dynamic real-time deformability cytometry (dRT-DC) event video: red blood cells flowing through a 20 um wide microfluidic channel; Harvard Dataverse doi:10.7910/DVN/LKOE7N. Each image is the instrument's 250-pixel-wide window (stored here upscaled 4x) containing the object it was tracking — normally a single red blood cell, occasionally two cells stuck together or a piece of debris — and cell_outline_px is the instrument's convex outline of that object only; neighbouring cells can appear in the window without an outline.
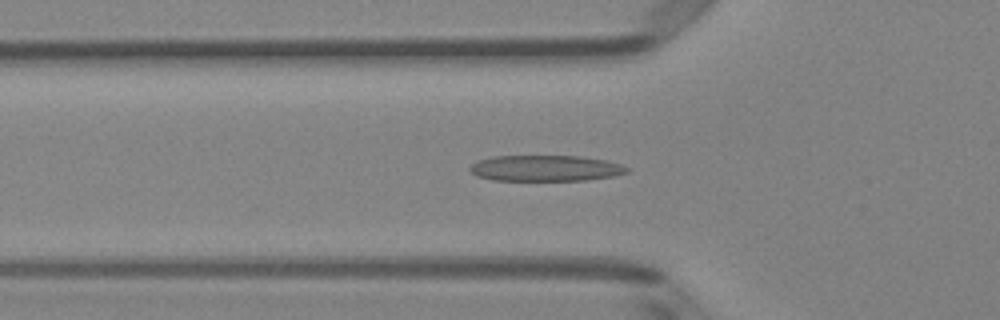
{"species": "Egyptian fruit bat (a non-hibernating species)", "species_latin": "Rousettus aegyptiacus", "temperature_condition": "room temperature", "stored_images_in_passage": 32, "camera_frame_rate_fps": 3000, "um_per_image_px": 0.085, "animal": {"sex": "female"}, "frame": {"image": 1, "passage_image": 2, "time_ms": 0.333, "image_size_px": [1000, 320], "cell_outline_px": [[632, 168], [628, 172], [616, 176], [588, 180], [492, 180], [476, 176], [468, 168], [472, 164], [480, 160], [492, 156], [580, 156], [604, 160], [620, 164]], "centroid_in_image_um": [46.4, 14.3], "position_along_channel_um": 79.4, "area_um2": 23.81}}
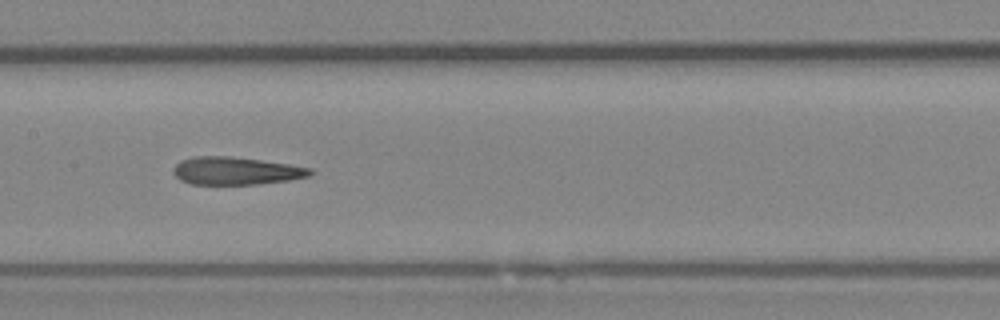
{"frame": {"image": 2, "passage_image": 10, "time_ms": 3.0, "image_size_px": [1000, 320], "cell_outline_px": [[316, 172], [308, 176], [288, 180], [256, 184], [192, 184], [180, 180], [172, 172], [172, 168], [180, 160], [196, 156], [228, 156], [260, 160], [288, 164], [312, 168]], "centroid_in_image_um": [20.04, 14.52], "position_along_channel_um": 187.4, "area_um2": 22.08}}
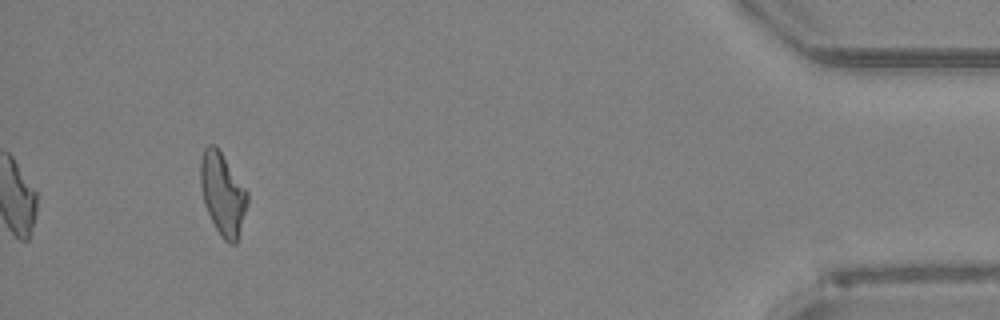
{"frame": {"image": 3, "passage_image": 32, "time_ms": 10.333, "image_size_px": [1000, 320], "cell_outline_px": [[248, 204], [236, 244], [228, 244], [220, 236], [204, 204], [200, 184], [200, 160], [204, 148], [208, 144], [212, 144], [220, 152], [248, 192]], "centroid_in_image_um": [18.92, 16.51], "position_along_channel_um": 416.3, "area_um2": 22.25}, "authors_computed_cell_mechanics": {"area_um2": 22.4842, "velocity_mm_per_s": 4.0396, "shape_relaxation_time_tau1_ms": 9.6909, "shape_relaxation_time_tau2_ms": 2.7852, "deformation_change_tau1": 0.2698, "deformation_change_tau2": 0.1512}}